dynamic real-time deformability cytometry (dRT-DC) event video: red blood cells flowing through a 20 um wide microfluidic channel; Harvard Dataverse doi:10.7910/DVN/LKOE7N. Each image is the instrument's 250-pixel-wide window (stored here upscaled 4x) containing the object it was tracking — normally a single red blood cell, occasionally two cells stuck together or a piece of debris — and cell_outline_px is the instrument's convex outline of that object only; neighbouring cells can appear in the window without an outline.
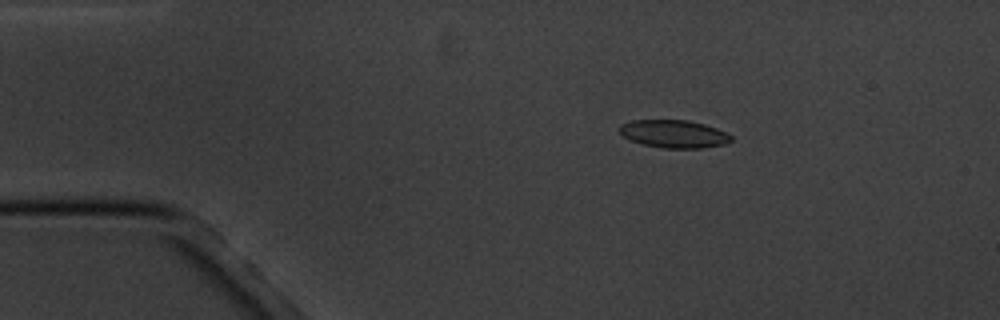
{"species": "common noctule bat (a hibernating species)", "species_latin": "Nyctalus noctula", "temperature_condition": "cold", "stored_images_in_passage": 4, "camera_frame_rate_fps": 3000, "um_per_image_px": 0.085, "animal": {"sex": "male", "body_mass_g": 20.1, "forearm_length_mm": 53.5}, "frame": {"image": 1, "passage_image": 3, "time_ms": 2.333, "image_size_px": [1000, 320], "cell_outline_px": [[732, 140], [724, 144], [700, 148], [664, 148], [644, 144], [632, 140], [624, 136], [620, 132], [620, 124], [632, 120], [688, 120], [704, 124], [716, 128], [732, 136]], "centroid_in_image_um": [57.28, 11.37], "position_along_channel_um": 27.7, "area_um2": 17.86}}